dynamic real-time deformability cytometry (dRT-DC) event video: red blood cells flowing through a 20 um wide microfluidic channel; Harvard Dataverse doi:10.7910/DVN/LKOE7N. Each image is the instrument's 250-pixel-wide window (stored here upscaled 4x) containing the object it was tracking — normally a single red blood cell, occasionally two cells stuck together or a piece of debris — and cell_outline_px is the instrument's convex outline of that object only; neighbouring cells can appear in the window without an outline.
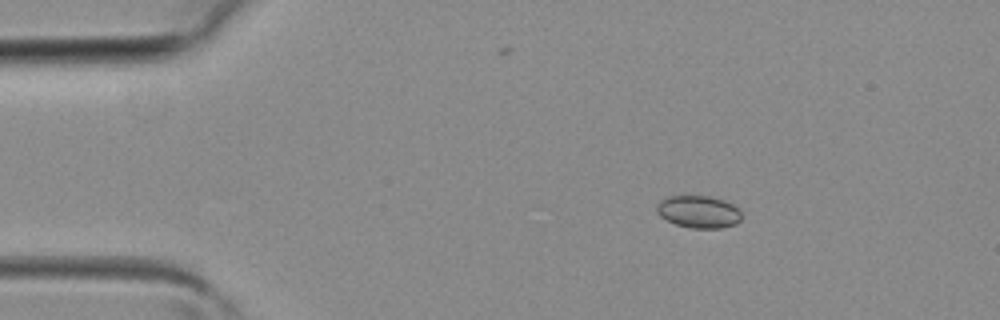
{"species": "common noctule bat (a hibernating species)", "species_latin": "Nyctalus noctula", "temperature_condition": "room temperature", "stored_images_in_passage": 3, "camera_frame_rate_fps": 3000, "um_per_image_px": 0.085, "animal": {"sex": "female", "body_mass_g": 19.3, "forearm_length_mm": 54.1}, "frame": {"image": 1, "passage_image": 1, "time_ms": 0.0, "image_size_px": [1000, 320], "cell_outline_px": [[740, 220], [736, 224], [720, 228], [692, 228], [676, 224], [660, 216], [656, 212], [656, 204], [660, 200], [668, 196], [708, 196], [724, 200], [740, 208]], "centroid_in_image_um": [59.37, 17.99], "position_along_channel_um": 25.6, "area_um2": 16.01}}
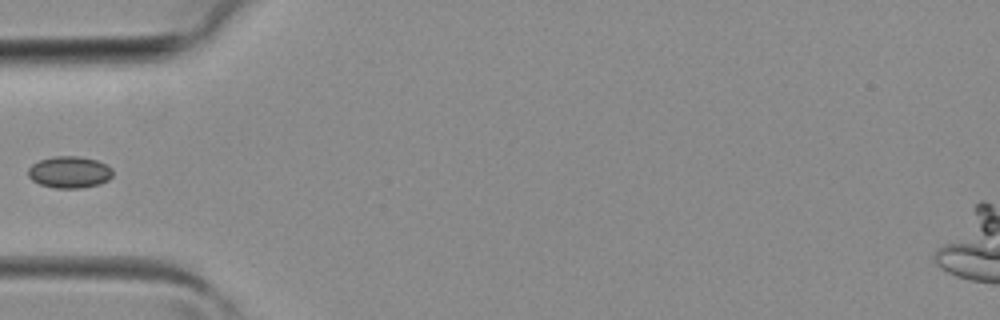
{"frame": {"image": 2, "passage_image": 3, "time_ms": 0.667, "image_size_px": [1000, 320], "cell_outline_px": [[112, 176], [108, 180], [100, 184], [80, 188], [52, 188], [40, 184], [32, 180], [28, 176], [28, 168], [32, 164], [40, 160], [56, 156], [76, 156], [96, 160], [112, 168]], "centroid_in_image_um": [5.89, 14.64], "position_along_channel_um": 79.1, "area_um2": 15.61}}